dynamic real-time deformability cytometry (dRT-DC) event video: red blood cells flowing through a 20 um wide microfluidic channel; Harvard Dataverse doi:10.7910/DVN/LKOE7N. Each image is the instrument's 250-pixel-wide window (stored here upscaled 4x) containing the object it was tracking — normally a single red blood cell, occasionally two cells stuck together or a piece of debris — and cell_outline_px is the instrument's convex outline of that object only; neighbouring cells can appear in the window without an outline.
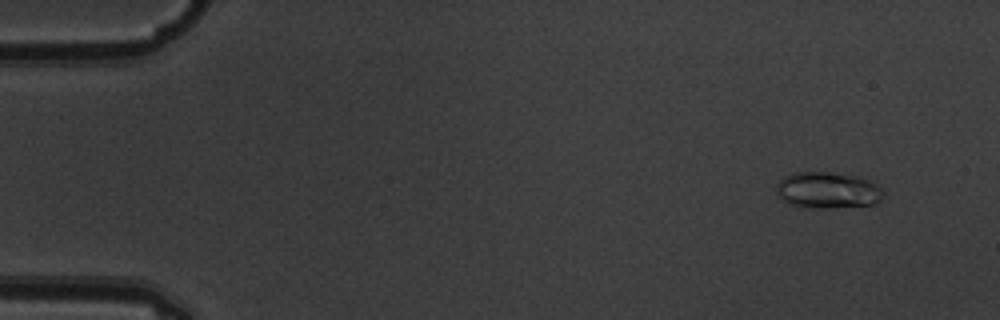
{"species": "common noctule bat (a hibernating species)", "species_latin": "Nyctalus noctula", "temperature_condition": "warm", "stored_images_in_passage": 8, "camera_frame_rate_fps": 3000, "um_per_image_px": 0.085, "animal": {"sex": "male", "body_mass_g": 19.5, "forearm_length_mm": 54.6}, "frame": {"image": 1, "passage_image": 2, "time_ms": 0.333, "image_size_px": [1000, 320], "cell_outline_px": [[884, 196], [876, 204], [828, 208], [816, 208], [788, 204], [776, 192], [776, 184], [784, 176], [792, 172], [828, 172], [860, 176], [876, 184], [884, 192]], "centroid_in_image_um": [70.36, 16.16], "position_along_channel_um": 14.6, "area_um2": 22.77}}
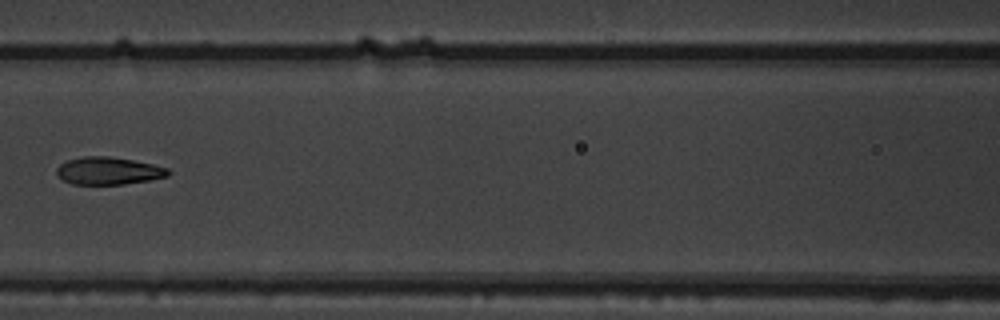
{"frame": {"image": 2, "passage_image": 7, "time_ms": 2.0, "image_size_px": [1000, 320], "cell_outline_px": [[172, 172], [168, 176], [148, 180], [124, 184], [72, 184], [60, 180], [56, 172], [56, 168], [60, 164], [68, 160], [84, 156], [108, 156], [132, 160], [152, 164], [168, 168]], "centroid_in_image_um": [9.19, 14.52], "position_along_channel_um": 157.4, "area_um2": 17.92}}
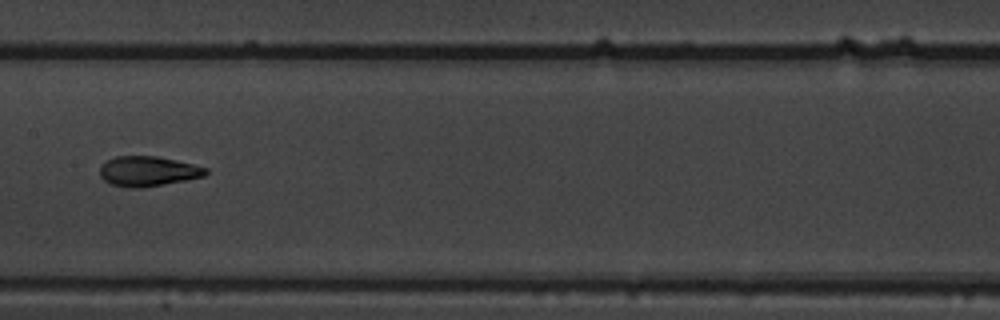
{"frame": {"image": 3, "passage_image": 8, "time_ms": 2.333, "image_size_px": [1000, 320], "cell_outline_px": [[208, 172], [204, 176], [164, 184], [140, 188], [132, 188], [112, 184], [104, 180], [100, 176], [100, 168], [108, 160], [116, 156], [156, 156], [176, 160], [208, 168]], "centroid_in_image_um": [12.58, 14.55], "position_along_channel_um": 194.8, "area_um2": 18.26}}